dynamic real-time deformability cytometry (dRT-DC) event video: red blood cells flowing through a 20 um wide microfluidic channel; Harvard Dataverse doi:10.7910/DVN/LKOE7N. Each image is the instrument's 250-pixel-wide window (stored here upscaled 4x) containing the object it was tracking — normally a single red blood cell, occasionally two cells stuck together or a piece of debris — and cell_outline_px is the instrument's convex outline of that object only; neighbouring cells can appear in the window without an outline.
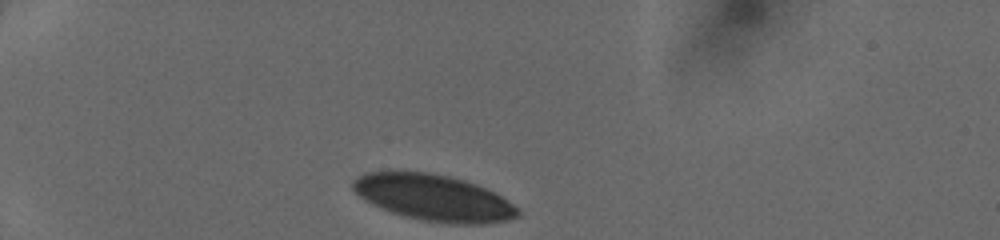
{"species": "human", "species_latin": "Homo sapiens", "temperature_condition": "cold", "stored_images_in_passage": 31, "camera_frame_rate_fps": 3000, "um_per_image_px": 0.085, "donor": {"sex": "female"}, "frame": {"image": 1, "passage_image": 1, "time_ms": 0.0, "image_size_px": [1000, 240], "cell_outline_px": [[520, 216], [508, 220], [488, 224], [448, 224], [420, 220], [404, 216], [380, 208], [364, 200], [352, 188], [352, 180], [364, 172], [388, 168], [432, 172], [464, 180], [476, 184], [500, 196], [520, 208]], "centroid_in_image_um": [36.8, 16.77], "position_along_channel_um": 48.2, "area_um2": 45.6}}
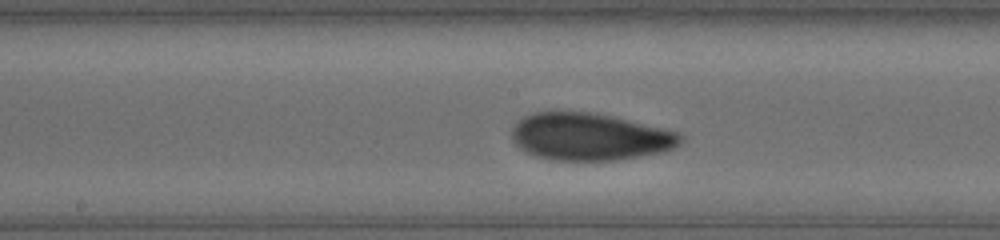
{"frame": {"image": 2, "passage_image": 15, "time_ms": 4.667, "image_size_px": [1000, 240], "cell_outline_px": [[684, 140], [680, 144], [664, 152], [616, 160], [552, 160], [536, 156], [524, 152], [512, 140], [512, 128], [524, 116], [532, 112], [556, 108], [596, 112], [664, 128], [680, 132], [684, 136]], "centroid_in_image_um": [50.11, 11.58], "position_along_channel_um": 198.1, "area_um2": 47.69}}
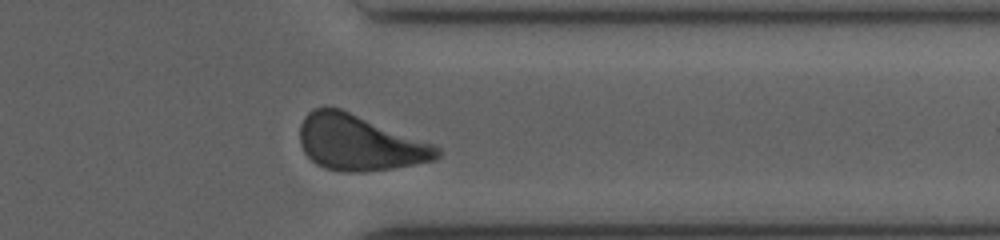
{"frame": {"image": 3, "passage_image": 28, "time_ms": 9.0, "image_size_px": [1000, 240], "cell_outline_px": [[440, 156], [436, 160], [416, 164], [392, 168], [356, 172], [344, 172], [324, 168], [316, 164], [304, 152], [300, 144], [300, 124], [304, 116], [308, 112], [316, 108], [340, 108], [436, 144], [440, 148]], "centroid_in_image_um": [30.57, 12.14], "position_along_channel_um": 380.8, "area_um2": 44.56}}